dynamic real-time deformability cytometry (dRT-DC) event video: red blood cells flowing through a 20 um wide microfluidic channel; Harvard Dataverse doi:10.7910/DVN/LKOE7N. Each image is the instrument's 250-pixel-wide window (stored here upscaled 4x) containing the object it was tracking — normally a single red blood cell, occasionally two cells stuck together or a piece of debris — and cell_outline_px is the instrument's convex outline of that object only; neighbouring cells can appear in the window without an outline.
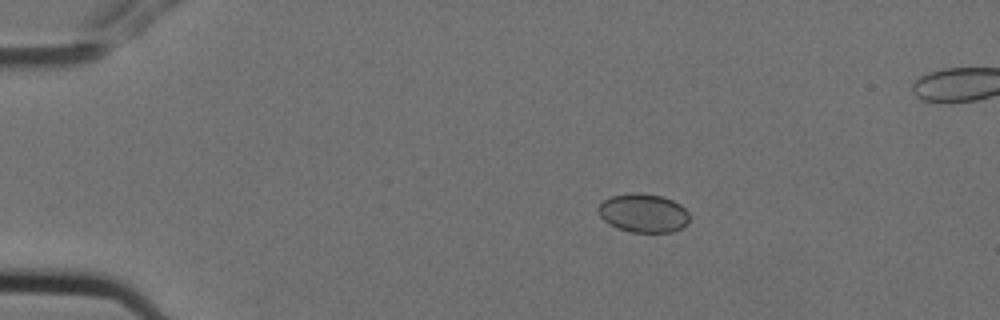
{"species": "Egyptian fruit bat (a non-hibernating species)", "species_latin": "Rousettus aegyptiacus", "temperature_condition": "cold", "stored_images_in_passage": 4, "camera_frame_rate_fps": 3000, "um_per_image_px": 0.085, "animal": {"sex": "female"}, "frame": {"image": 1, "passage_image": 1, "time_ms": 0.0, "image_size_px": [1000, 320], "cell_outline_px": [[688, 224], [672, 232], [632, 232], [616, 228], [608, 224], [600, 216], [596, 208], [604, 200], [612, 196], [632, 192], [640, 192], [664, 196], [680, 204], [688, 212]], "centroid_in_image_um": [54.67, 18.1], "position_along_channel_um": 30.3, "area_um2": 20.75}}